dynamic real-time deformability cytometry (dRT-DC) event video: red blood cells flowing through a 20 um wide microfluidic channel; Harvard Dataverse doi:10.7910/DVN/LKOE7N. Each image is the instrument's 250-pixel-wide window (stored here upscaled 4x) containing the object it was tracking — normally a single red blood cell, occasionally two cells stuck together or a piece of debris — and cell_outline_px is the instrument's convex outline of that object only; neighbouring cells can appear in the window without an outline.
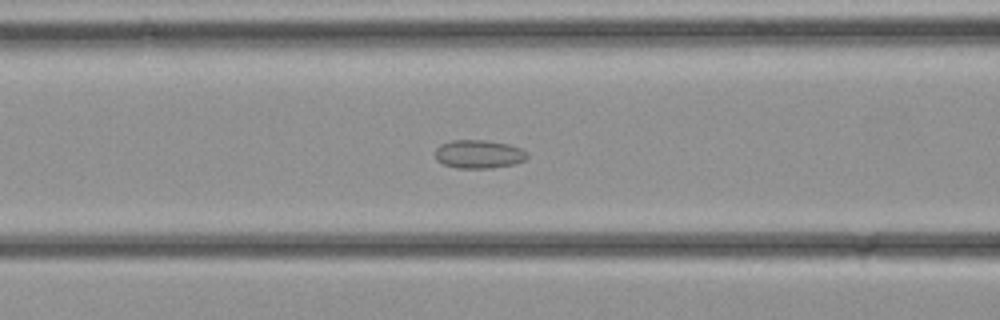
{"species": "common noctule bat (a hibernating species)", "species_latin": "Nyctalus noctula", "temperature_condition": "cold", "stored_images_in_passage": 36, "camera_frame_rate_fps": 3000, "um_per_image_px": 0.085, "animal": {"sex": "female", "body_mass_g": 21.9}, "frame": {"image": 1, "passage_image": 14, "time_ms": 4.333, "image_size_px": [1000, 320], "cell_outline_px": [[528, 156], [524, 160], [516, 164], [492, 168], [456, 168], [444, 164], [436, 160], [436, 148], [440, 144], [452, 140], [484, 140], [508, 144], [520, 148], [528, 152]], "centroid_in_image_um": [40.7, 13.1], "position_along_channel_um": 125.9, "area_um2": 15.32}}
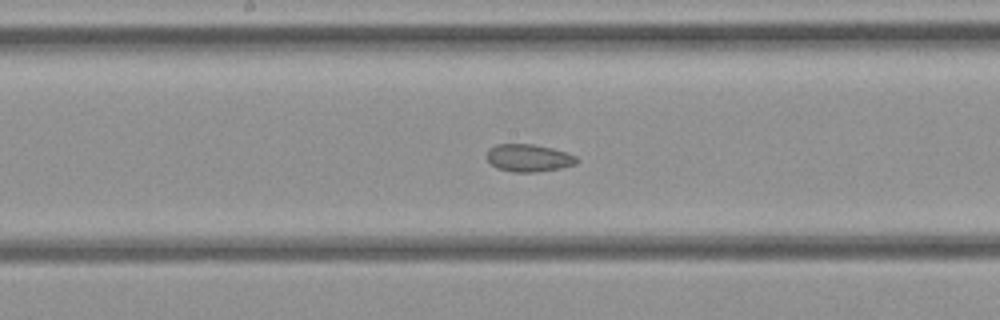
{"frame": {"image": 2, "passage_image": 18, "time_ms": 5.667, "image_size_px": [1000, 320], "cell_outline_px": [[580, 160], [576, 164], [560, 168], [536, 172], [512, 172], [496, 168], [484, 156], [488, 148], [496, 144], [532, 144], [552, 148], [576, 156]], "centroid_in_image_um": [44.9, 13.42], "position_along_channel_um": 203.3, "area_um2": 14.57}}
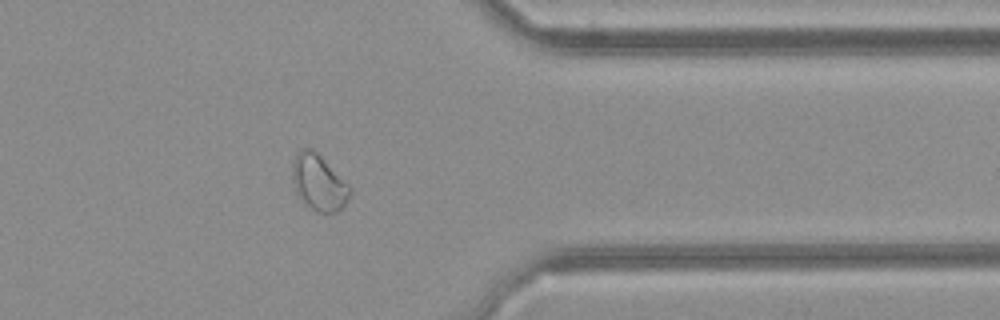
{"frame": {"image": 3, "passage_image": 28, "time_ms": 9.0, "image_size_px": [1000, 320], "cell_outline_px": [[352, 192], [344, 208], [336, 212], [316, 212], [300, 196], [292, 180], [292, 164], [296, 152], [300, 148], [312, 148], [352, 188]], "centroid_in_image_um": [27.11, 15.5], "position_along_channel_um": 384.3, "area_um2": 18.5}}